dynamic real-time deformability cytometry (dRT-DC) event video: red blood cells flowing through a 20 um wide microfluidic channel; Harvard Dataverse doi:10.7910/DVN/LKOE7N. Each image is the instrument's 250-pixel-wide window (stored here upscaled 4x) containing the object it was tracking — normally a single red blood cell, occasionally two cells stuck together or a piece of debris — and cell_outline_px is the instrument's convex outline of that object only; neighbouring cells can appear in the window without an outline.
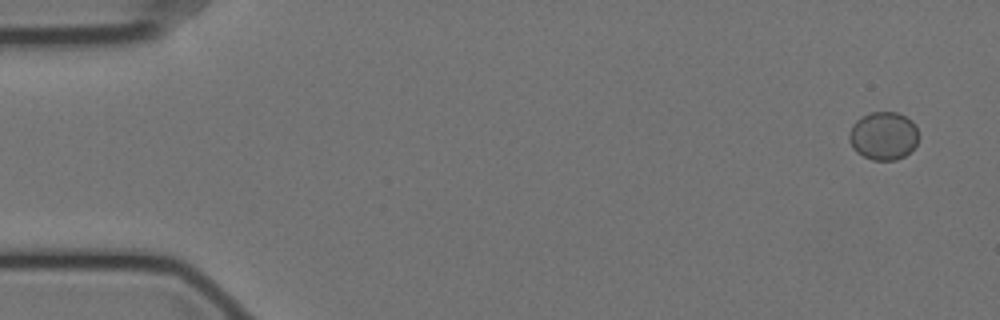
{"species": "Egyptian fruit bat (a non-hibernating species)", "species_latin": "Rousettus aegyptiacus", "temperature_condition": "cold", "stored_images_in_passage": 56, "camera_frame_rate_fps": 3000, "um_per_image_px": 0.085, "animal": {"sex": "female"}, "frame": {"image": 1, "passage_image": 1, "time_ms": 0.0, "image_size_px": [1000, 320], "cell_outline_px": [[920, 136], [916, 144], [904, 156], [896, 160], [872, 160], [856, 152], [852, 148], [848, 140], [848, 132], [852, 124], [860, 116], [872, 112], [896, 112], [912, 120]], "centroid_in_image_um": [75.06, 11.54], "position_along_channel_um": 9.9, "area_um2": 19.71}}
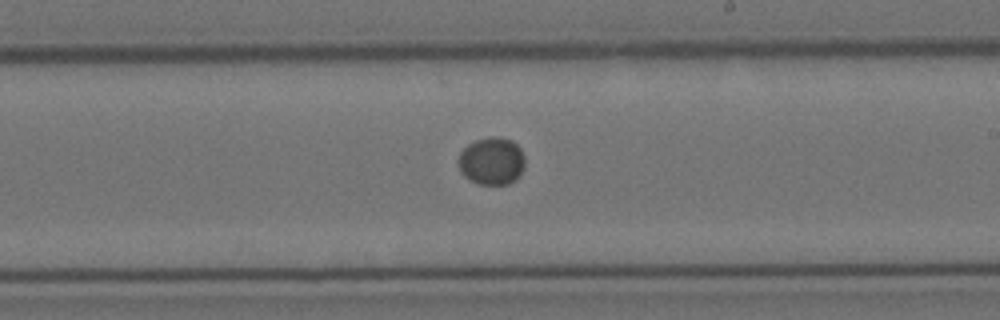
{"frame": {"image": 2, "passage_image": 32, "time_ms": 10.333, "image_size_px": [1000, 320], "cell_outline_px": [[524, 168], [520, 176], [516, 180], [508, 184], [480, 184], [464, 176], [460, 172], [456, 160], [460, 152], [468, 144], [476, 140], [492, 136], [500, 136], [512, 140], [520, 148], [524, 156]], "centroid_in_image_um": [41.79, 13.68], "position_along_channel_um": 247.2, "area_um2": 18.73}}
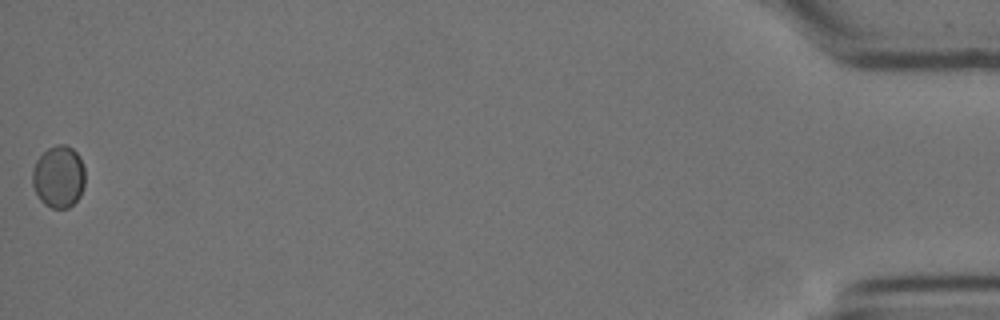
{"frame": {"image": 3, "passage_image": 56, "time_ms": 18.333, "image_size_px": [1000, 320], "cell_outline_px": [[84, 184], [80, 196], [68, 208], [52, 208], [44, 204], [40, 200], [32, 184], [32, 172], [36, 160], [48, 148], [56, 144], [64, 144], [72, 148], [80, 156], [84, 168]], "centroid_in_image_um": [4.98, 15.01], "position_along_channel_um": 430.2, "area_um2": 19.07}}